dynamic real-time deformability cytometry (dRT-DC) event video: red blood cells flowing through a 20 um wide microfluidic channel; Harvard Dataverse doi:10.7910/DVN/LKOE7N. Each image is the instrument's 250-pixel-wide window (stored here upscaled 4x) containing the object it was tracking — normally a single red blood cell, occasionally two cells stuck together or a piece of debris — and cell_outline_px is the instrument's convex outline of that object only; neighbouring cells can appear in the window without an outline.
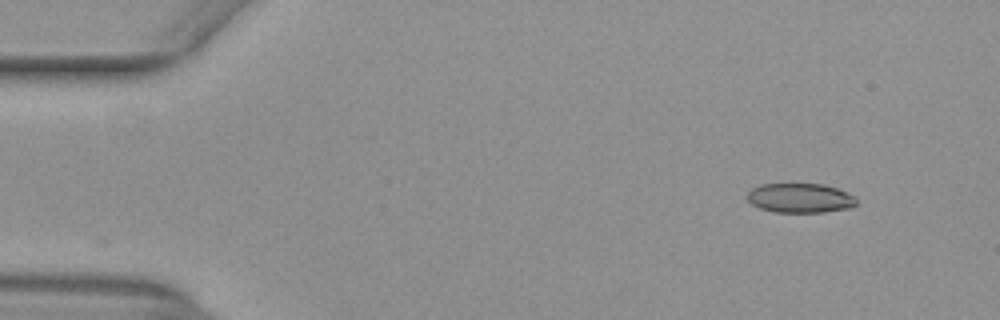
{"species": "common noctule bat (a hibernating species)", "species_latin": "Nyctalus noctula", "temperature_condition": "warm", "stored_images_in_passage": 48, "camera_frame_rate_fps": 3000, "um_per_image_px": 0.085, "animal": {"sex": "female", "body_mass_g": 29.2, "forearm_length_mm": 56.3}, "frame": {"image": 1, "passage_image": 1, "time_ms": 0.0, "image_size_px": [1000, 320], "cell_outline_px": [[856, 204], [852, 208], [824, 212], [776, 212], [760, 208], [752, 204], [748, 200], [748, 192], [752, 188], [760, 184], [824, 184], [848, 192], [856, 200]], "centroid_in_image_um": [68.02, 16.83], "position_along_channel_um": 17.0, "area_um2": 18.73}}
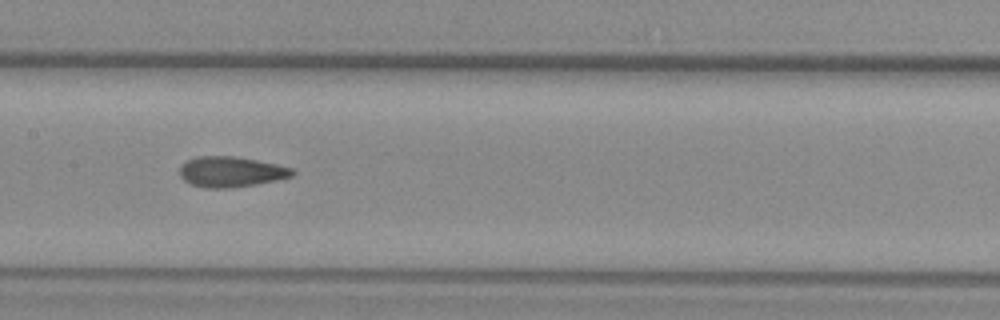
{"frame": {"image": 2, "passage_image": 22, "time_ms": 7.0, "image_size_px": [1000, 320], "cell_outline_px": [[296, 172], [292, 176], [276, 180], [256, 184], [228, 188], [204, 188], [192, 184], [184, 180], [180, 176], [180, 168], [188, 160], [196, 156], [236, 156], [276, 164], [292, 168]], "centroid_in_image_um": [19.64, 14.6], "position_along_channel_um": 187.8, "area_um2": 19.88}}
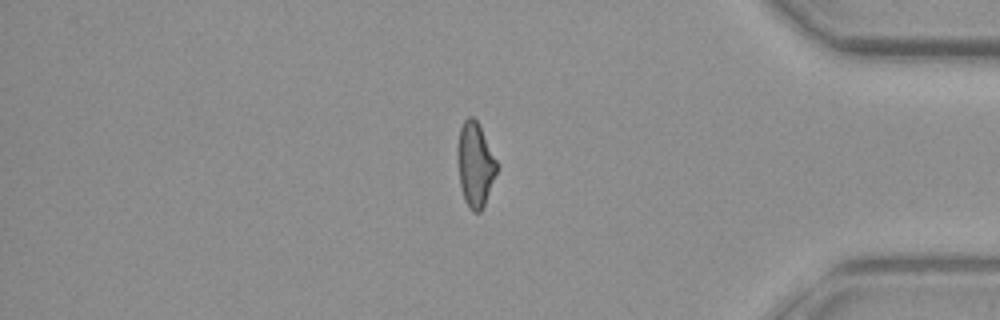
{"frame": {"image": 3, "passage_image": 40, "time_ms": 13.0, "image_size_px": [1000, 320], "cell_outline_px": [[496, 172], [484, 204], [480, 212], [472, 212], [464, 200], [460, 184], [456, 156], [456, 148], [460, 128], [464, 120], [468, 116], [472, 116], [480, 124], [496, 160]], "centroid_in_image_um": [40.35, 13.94], "position_along_channel_um": 394.9, "area_um2": 19.25}, "authors_computed_cell_mechanics": {"area_um2": 19.8254, "velocity_mm_per_s": 3.9624, "shape_relaxation_time_tau1_ms": null, "shape_relaxation_time_tau2_ms": 2.7239, "deformation_change_tau1": null, "deformation_change_tau2": 0.1023}}